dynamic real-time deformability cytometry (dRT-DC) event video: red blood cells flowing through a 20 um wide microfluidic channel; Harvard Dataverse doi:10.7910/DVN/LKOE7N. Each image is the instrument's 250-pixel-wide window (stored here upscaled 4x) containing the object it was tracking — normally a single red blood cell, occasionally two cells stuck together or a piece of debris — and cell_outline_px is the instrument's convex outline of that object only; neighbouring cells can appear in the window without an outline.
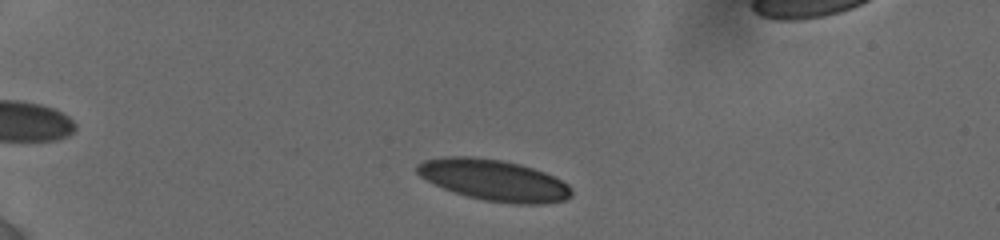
{"species": "human", "species_latin": "Homo sapiens", "temperature_condition": "cold", "stored_images_in_passage": 24, "camera_frame_rate_fps": 3000, "um_per_image_px": 0.085, "donor": {"sex": "female"}, "frame": {"image": 1, "passage_image": 6, "time_ms": 1.333, "image_size_px": [1000, 240], "cell_outline_px": [[572, 196], [564, 200], [540, 204], [512, 204], [484, 200], [468, 196], [444, 188], [420, 176], [416, 172], [416, 164], [424, 160], [444, 156], [472, 156], [500, 160], [520, 164], [544, 172], [568, 184], [572, 188]], "centroid_in_image_um": [41.98, 15.31], "position_along_channel_um": 43.0, "area_um2": 36.88}}
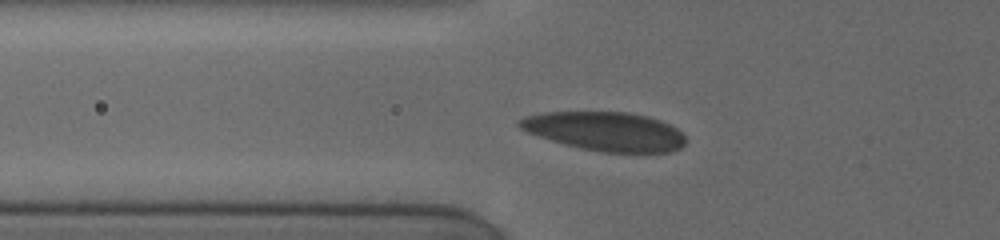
{"frame": {"image": 2, "passage_image": 15, "time_ms": 3.667, "image_size_px": [1000, 240], "cell_outline_px": [[684, 144], [680, 148], [672, 152], [600, 152], [580, 148], [564, 144], [528, 132], [520, 128], [516, 124], [516, 120], [524, 116], [544, 112], [628, 112], [648, 116], [660, 120], [676, 128], [684, 136]], "centroid_in_image_um": [51.42, 11.16], "position_along_channel_um": 74.4, "area_um2": 37.63}}
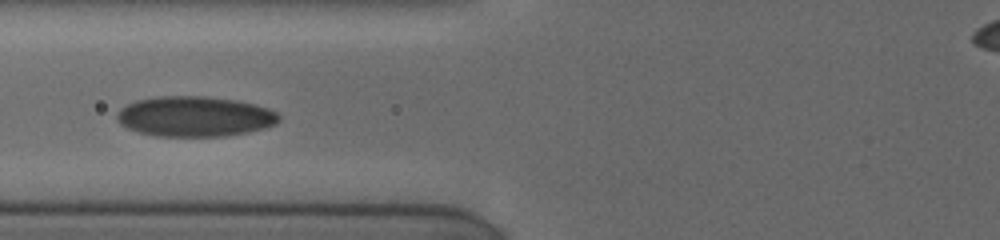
{"frame": {"image": 3, "passage_image": 23, "time_ms": 4.667, "image_size_px": [1000, 240], "cell_outline_px": [[280, 120], [276, 124], [264, 128], [248, 132], [224, 136], [156, 136], [140, 132], [128, 128], [120, 124], [116, 120], [116, 112], [120, 108], [136, 100], [160, 96], [208, 96], [236, 100], [268, 108], [276, 112], [280, 116]], "centroid_in_image_um": [16.54, 9.89], "position_along_channel_um": 109.3, "area_um2": 38.09}}